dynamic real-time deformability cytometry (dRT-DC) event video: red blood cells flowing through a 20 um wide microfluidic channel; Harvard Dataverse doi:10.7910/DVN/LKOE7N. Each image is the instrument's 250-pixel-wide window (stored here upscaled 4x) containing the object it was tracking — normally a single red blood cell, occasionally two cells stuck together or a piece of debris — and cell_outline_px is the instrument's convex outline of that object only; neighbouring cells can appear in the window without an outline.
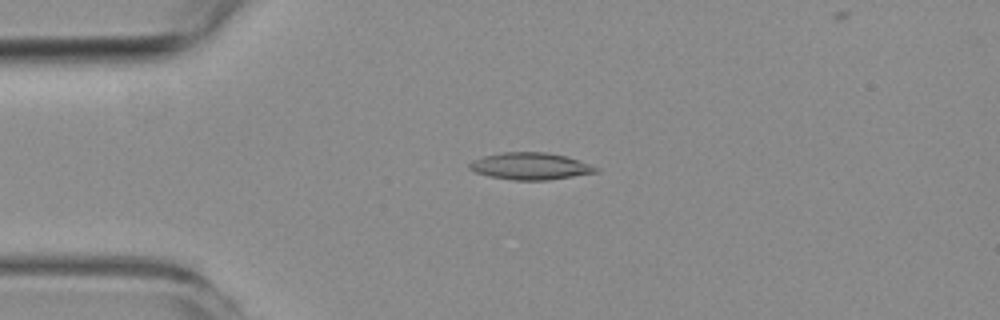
{"species": "common noctule bat (a hibernating species)", "species_latin": "Nyctalus noctula", "temperature_condition": "room temperature", "stored_images_in_passage": 6, "camera_frame_rate_fps": 3000, "um_per_image_px": 0.085, "animal": {"sex": "female", "body_mass_g": 19.3, "forearm_length_mm": 54.1}, "frame": {"image": 1, "passage_image": 3, "time_ms": 2.333, "image_size_px": [1000, 320], "cell_outline_px": [[600, 172], [548, 180], [512, 180], [488, 176], [476, 172], [468, 168], [468, 164], [472, 160], [484, 156], [500, 152], [548, 152], [568, 156], [580, 160], [600, 168]], "centroid_in_image_um": [45.11, 14.12], "position_along_channel_um": 39.9, "area_um2": 20.17}}
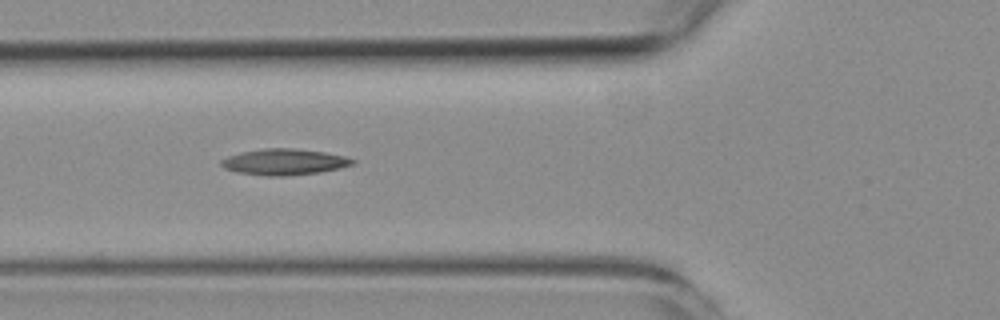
{"frame": {"image": 2, "passage_image": 5, "time_ms": 4.667, "image_size_px": [1000, 320], "cell_outline_px": [[356, 160], [352, 164], [340, 168], [320, 172], [284, 176], [268, 176], [236, 172], [224, 168], [220, 164], [220, 160], [228, 156], [240, 152], [264, 148], [292, 148], [324, 152], [348, 156]], "centroid_in_image_um": [24.15, 13.76], "position_along_channel_um": 101.6, "area_um2": 20.06}}
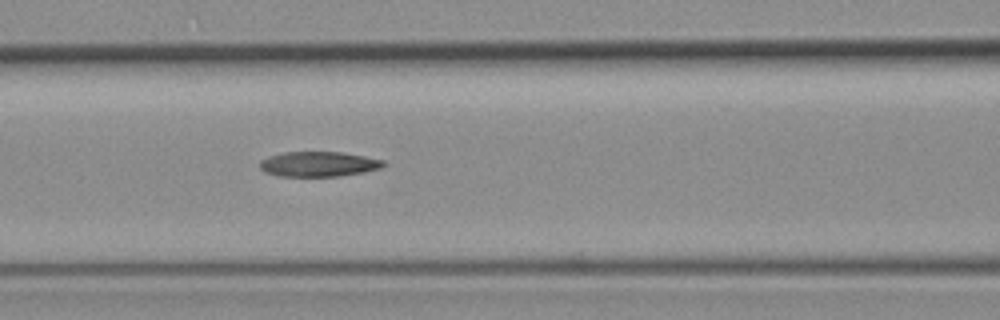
{"frame": {"image": 3, "passage_image": 6, "time_ms": 5.667, "image_size_px": [1000, 320], "cell_outline_px": [[388, 164], [380, 168], [364, 172], [340, 176], [276, 176], [264, 172], [260, 168], [260, 160], [268, 156], [284, 152], [340, 152], [364, 156], [384, 160]], "centroid_in_image_um": [27.07, 13.95], "position_along_channel_um": 139.5, "area_um2": 18.15}}